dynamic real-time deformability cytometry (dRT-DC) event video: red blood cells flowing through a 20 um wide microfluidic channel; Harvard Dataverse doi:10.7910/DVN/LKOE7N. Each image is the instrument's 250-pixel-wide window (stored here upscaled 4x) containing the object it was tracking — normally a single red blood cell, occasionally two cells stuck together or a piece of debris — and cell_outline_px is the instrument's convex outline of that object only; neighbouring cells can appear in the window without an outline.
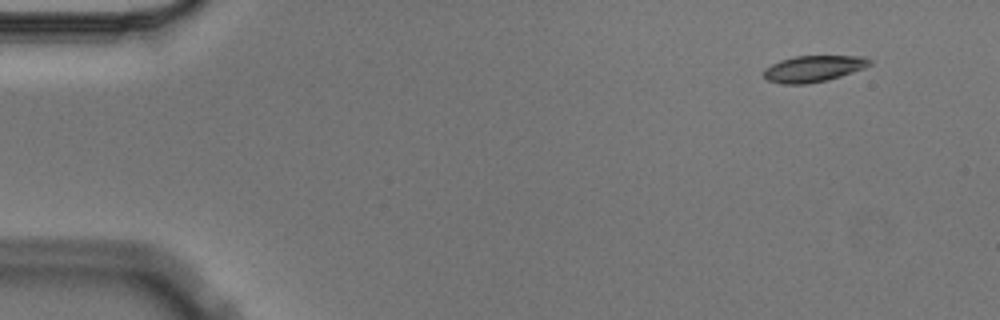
{"species": "Egyptian fruit bat (a non-hibernating species)", "species_latin": "Rousettus aegyptiacus", "temperature_condition": "cold", "stored_images_in_passage": 5, "camera_frame_rate_fps": 3000, "um_per_image_px": 0.085, "animal": {"sex": "male"}, "frame": {"image": 1, "passage_image": 2, "time_ms": 0.333, "image_size_px": [1000, 320], "cell_outline_px": [[872, 64], [864, 68], [828, 80], [808, 84], [780, 84], [768, 80], [764, 76], [764, 68], [780, 60], [792, 56], [864, 56], [872, 60]], "centroid_in_image_um": [69.14, 5.83], "position_along_channel_um": 15.9, "area_um2": 16.36}}